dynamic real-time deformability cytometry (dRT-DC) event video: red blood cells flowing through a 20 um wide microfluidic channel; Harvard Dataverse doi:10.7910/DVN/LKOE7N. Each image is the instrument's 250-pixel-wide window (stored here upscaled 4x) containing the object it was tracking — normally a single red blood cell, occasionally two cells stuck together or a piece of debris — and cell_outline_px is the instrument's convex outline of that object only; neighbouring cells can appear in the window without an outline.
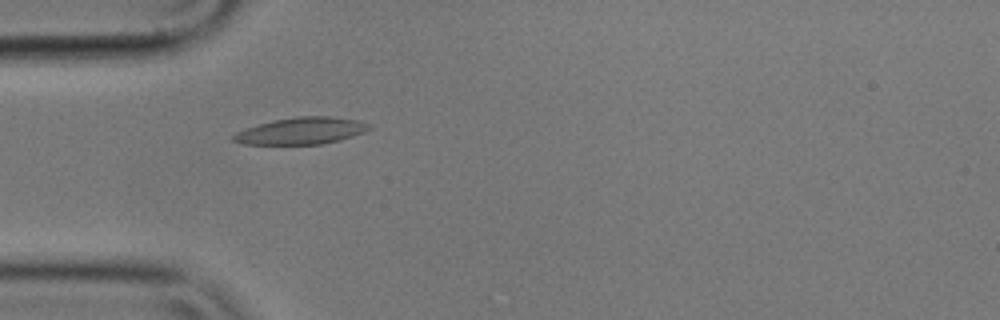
{"species": "common noctule bat (a hibernating species)", "species_latin": "Nyctalus noctula", "temperature_condition": "cold", "stored_images_in_passage": 3, "camera_frame_rate_fps": 3000, "um_per_image_px": 0.085, "animal": {"sex": "male", "body_mass_g": 17.9}, "frame": {"image": 1, "passage_image": 3, "time_ms": 0.667, "image_size_px": [1000, 320], "cell_outline_px": [[372, 128], [364, 132], [340, 140], [320, 144], [244, 144], [232, 140], [232, 136], [236, 132], [244, 128], [272, 120], [296, 116], [332, 116], [360, 120], [368, 124]], "centroid_in_image_um": [25.61, 11.11], "position_along_channel_um": 59.4, "area_um2": 21.33}}